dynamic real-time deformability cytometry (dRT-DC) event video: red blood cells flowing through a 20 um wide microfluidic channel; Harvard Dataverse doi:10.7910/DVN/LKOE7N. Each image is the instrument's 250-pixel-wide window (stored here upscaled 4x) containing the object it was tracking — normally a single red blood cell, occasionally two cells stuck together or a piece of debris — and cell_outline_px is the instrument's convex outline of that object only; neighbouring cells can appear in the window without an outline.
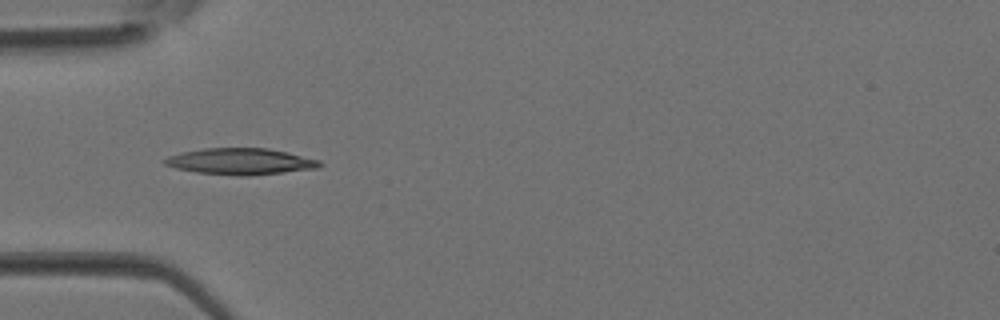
{"species": "Egyptian fruit bat (a non-hibernating species)", "species_latin": "Rousettus aegyptiacus", "temperature_condition": "room temperature", "stored_images_in_passage": 4, "camera_frame_rate_fps": 3000, "um_per_image_px": 0.085, "animal": {"sex": "female"}, "frame": {"image": 1, "passage_image": 4, "time_ms": 1.0, "image_size_px": [1000, 320], "cell_outline_px": [[324, 164], [320, 168], [248, 176], [236, 176], [196, 172], [176, 168], [164, 164], [164, 160], [168, 156], [180, 152], [204, 148], [268, 148], [320, 160]], "centroid_in_image_um": [20.45, 13.72], "position_along_channel_um": 64.5, "area_um2": 23.87}}